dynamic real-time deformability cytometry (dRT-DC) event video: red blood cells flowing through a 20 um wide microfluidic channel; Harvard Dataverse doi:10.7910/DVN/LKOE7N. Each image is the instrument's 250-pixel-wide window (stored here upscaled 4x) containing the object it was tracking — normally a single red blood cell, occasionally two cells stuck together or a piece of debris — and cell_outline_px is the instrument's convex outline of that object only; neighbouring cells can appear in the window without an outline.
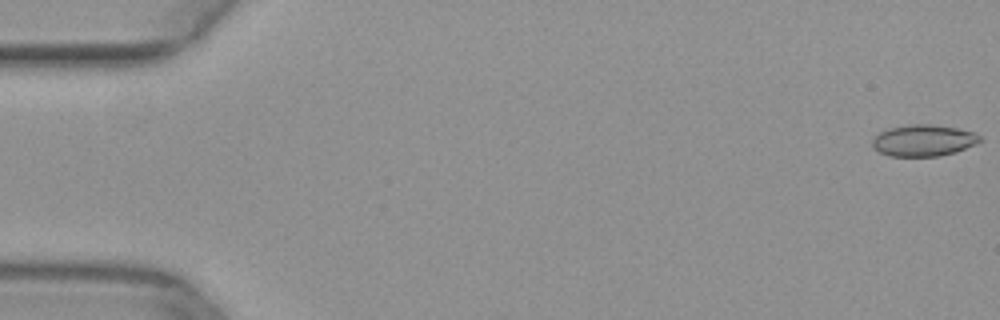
{"species": "common noctule bat (a hibernating species)", "species_latin": "Nyctalus noctula", "temperature_condition": "warm", "stored_images_in_passage": 41, "camera_frame_rate_fps": 3000, "um_per_image_px": 0.085, "animal": {"sex": "female", "body_mass_g": 29.2, "forearm_length_mm": 56.3}, "frame": {"image": 1, "passage_image": 1, "time_ms": 0.0, "image_size_px": [1000, 320], "cell_outline_px": [[984, 140], [976, 144], [956, 152], [940, 156], [888, 156], [872, 148], [872, 140], [880, 132], [888, 128], [912, 124], [928, 124], [956, 128], [976, 132]], "centroid_in_image_um": [78.52, 11.94], "position_along_channel_um": 6.5, "area_um2": 19.88}}
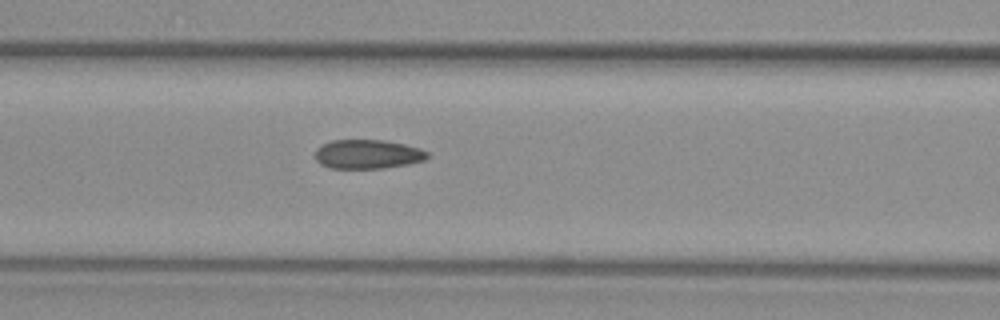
{"frame": {"image": 2, "passage_image": 22, "time_ms": 7.0, "image_size_px": [1000, 320], "cell_outline_px": [[428, 156], [424, 160], [408, 164], [384, 168], [332, 168], [320, 164], [316, 160], [316, 148], [332, 140], [384, 140], [404, 144], [420, 148], [428, 152]], "centroid_in_image_um": [31.26, 13.1], "position_along_channel_um": 135.3, "area_um2": 18.96}}
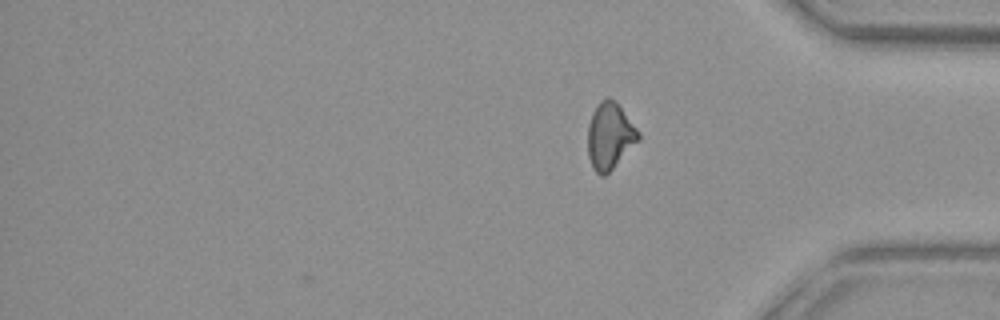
{"frame": {"image": 3, "passage_image": 41, "time_ms": 13.333, "image_size_px": [1000, 320], "cell_outline_px": [[640, 140], [604, 176], [600, 176], [592, 168], [588, 156], [588, 124], [592, 112], [600, 100], [608, 96], [620, 108], [640, 132]], "centroid_in_image_um": [51.81, 11.57], "position_along_channel_um": 383.4, "area_um2": 19.42}}